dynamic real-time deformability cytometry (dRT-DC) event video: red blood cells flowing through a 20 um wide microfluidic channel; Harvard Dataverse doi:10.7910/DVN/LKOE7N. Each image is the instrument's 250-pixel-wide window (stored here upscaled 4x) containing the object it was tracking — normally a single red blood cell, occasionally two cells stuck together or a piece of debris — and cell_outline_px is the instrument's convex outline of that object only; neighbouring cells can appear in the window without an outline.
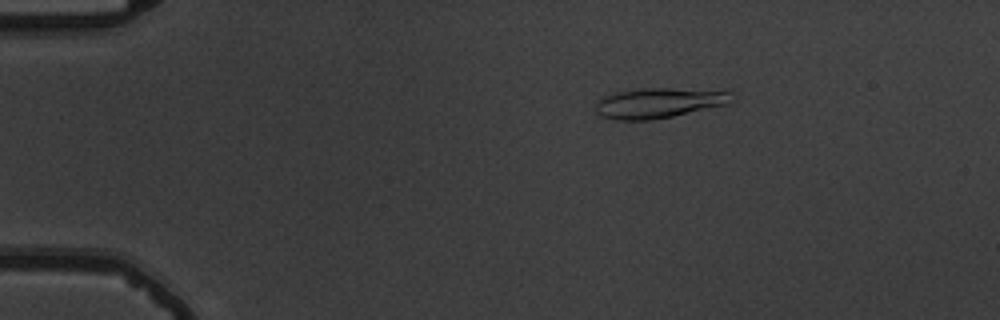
{"species": "common noctule bat (a hibernating species)", "species_latin": "Nyctalus noctula", "temperature_condition": "warm", "stored_images_in_passage": 55, "camera_frame_rate_fps": 3000, "um_per_image_px": 0.085, "animal": {"sex": "male", "body_mass_g": 19.5, "forearm_length_mm": 54.6}, "frame": {"image": 1, "passage_image": 10, "time_ms": 3.0, "image_size_px": [1000, 320], "cell_outline_px": [[728, 104], [672, 116], [652, 120], [616, 120], [600, 116], [596, 112], [596, 100], [600, 96], [616, 92], [644, 88], [668, 88], [728, 92]], "centroid_in_image_um": [55.83, 8.76], "position_along_channel_um": 29.2, "area_um2": 23.52}}
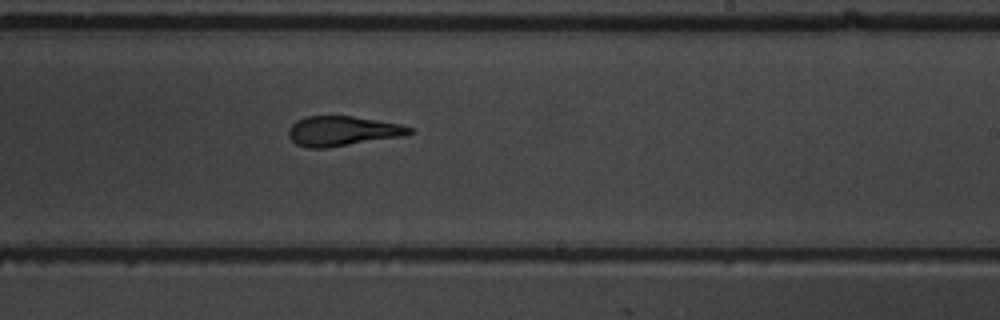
{"frame": {"image": 2, "passage_image": 34, "time_ms": 11.0, "image_size_px": [1000, 320], "cell_outline_px": [[416, 132], [404, 136], [328, 148], [308, 148], [296, 144], [288, 136], [288, 128], [296, 120], [304, 116], [352, 116], [400, 124], [412, 128]], "centroid_in_image_um": [29.1, 11.14], "position_along_channel_um": 259.9, "area_um2": 21.21}}
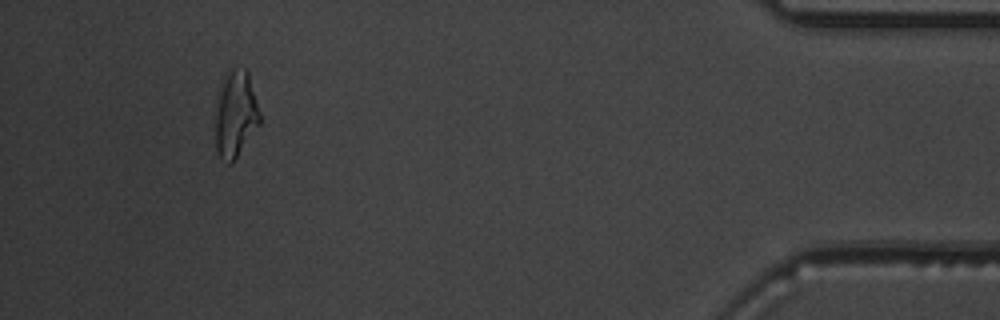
{"frame": {"image": 3, "passage_image": 51, "time_ms": 16.667, "image_size_px": [1000, 320], "cell_outline_px": [[260, 124], [232, 164], [228, 164], [220, 156], [216, 148], [216, 92], [224, 72], [232, 68], [244, 68], [248, 72], [260, 112]], "centroid_in_image_um": [20.0, 9.65], "position_along_channel_um": 415.2, "area_um2": 22.83}, "authors_computed_cell_mechanics": {"area_um2": 21.8484, "velocity_mm_per_s": 3.7647, "shape_relaxation_time_tau1_ms": 7.2416, "shape_relaxation_time_tau2_ms": 1.3766, "deformation_change_tau1": 0.2678, "deformation_change_tau2": 0.0974}}